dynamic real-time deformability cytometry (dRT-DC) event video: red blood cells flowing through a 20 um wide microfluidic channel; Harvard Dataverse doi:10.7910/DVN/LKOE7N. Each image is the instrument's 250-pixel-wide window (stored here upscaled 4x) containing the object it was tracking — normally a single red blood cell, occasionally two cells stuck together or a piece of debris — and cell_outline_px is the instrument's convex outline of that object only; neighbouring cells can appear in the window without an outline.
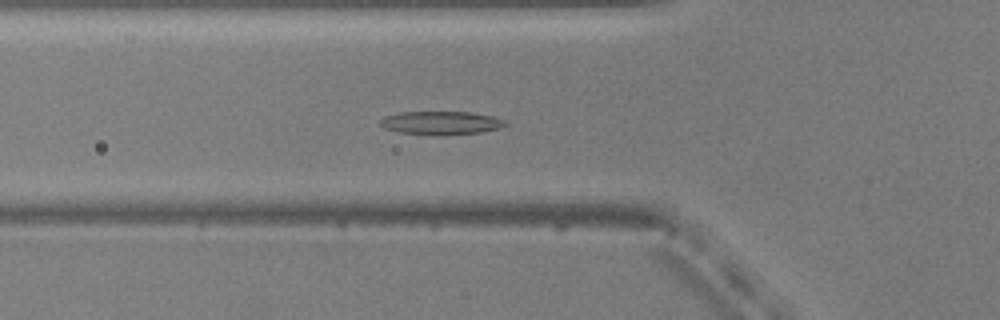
{"species": "common noctule bat (a hibernating species)", "species_latin": "Nyctalus noctula", "temperature_condition": "warm", "stored_images_in_passage": 47, "camera_frame_rate_fps": 3000, "um_per_image_px": 0.085, "animal": {"sex": "male", "body_mass_g": 20.5, "forearm_length_mm": 52.5}, "frame": {"image": 1, "passage_image": 12, "time_ms": 3.667, "image_size_px": [1000, 320], "cell_outline_px": [[508, 124], [500, 128], [480, 132], [440, 136], [400, 132], [384, 128], [380, 124], [380, 120], [384, 116], [400, 112], [472, 112], [492, 116], [504, 120]], "centroid_in_image_um": [37.49, 10.45], "position_along_channel_um": 88.3, "area_um2": 17.11}}
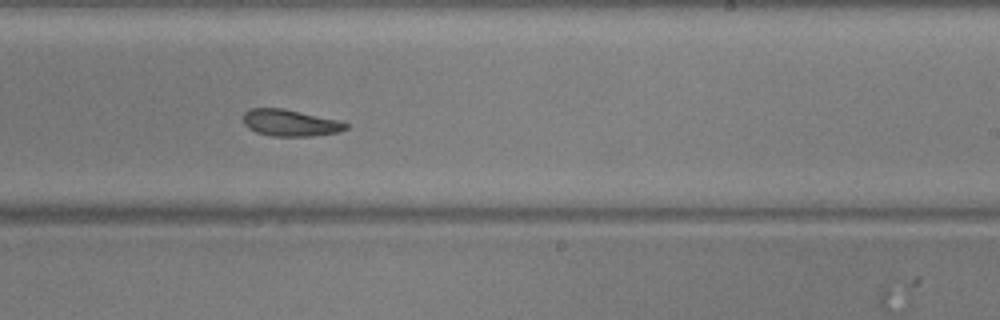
{"frame": {"image": 2, "passage_image": 26, "time_ms": 8.333, "image_size_px": [1000, 320], "cell_outline_px": [[348, 128], [340, 132], [312, 136], [272, 136], [256, 132], [248, 128], [244, 124], [244, 112], [248, 108], [284, 108], [336, 120], [348, 124]], "centroid_in_image_um": [24.64, 10.44], "position_along_channel_um": 264.4, "area_um2": 15.9}}
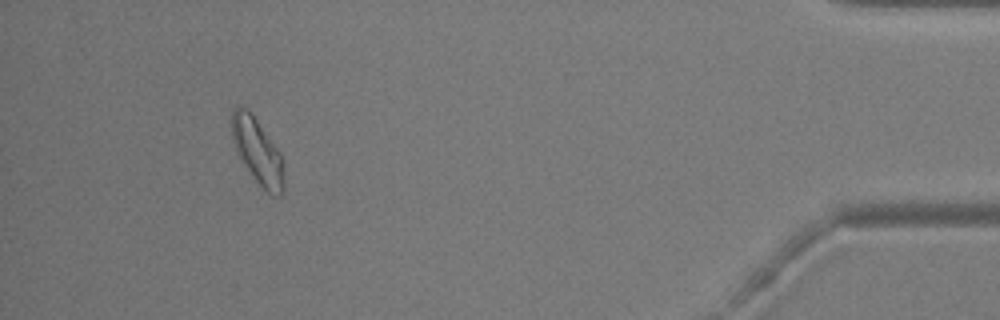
{"frame": {"image": 3, "passage_image": 43, "time_ms": 14.0, "image_size_px": [1000, 320], "cell_outline_px": [[284, 192], [280, 196], [276, 196], [268, 192], [256, 180], [240, 156], [236, 148], [232, 136], [232, 108], [236, 104], [252, 112], [280, 152], [284, 180]], "centroid_in_image_um": [21.9, 12.81], "position_along_channel_um": 413.3, "area_um2": 19.48}, "authors_computed_cell_mechanics": {"area_um2": 17.1088, "velocity_mm_per_s": 3.7706, "shape_relaxation_time_tau1_ms": 6.9749, "shape_relaxation_time_tau2_ms": 8.0507, "deformation_change_tau1": 0.1762, "deformation_change_tau2": 0.1631}}